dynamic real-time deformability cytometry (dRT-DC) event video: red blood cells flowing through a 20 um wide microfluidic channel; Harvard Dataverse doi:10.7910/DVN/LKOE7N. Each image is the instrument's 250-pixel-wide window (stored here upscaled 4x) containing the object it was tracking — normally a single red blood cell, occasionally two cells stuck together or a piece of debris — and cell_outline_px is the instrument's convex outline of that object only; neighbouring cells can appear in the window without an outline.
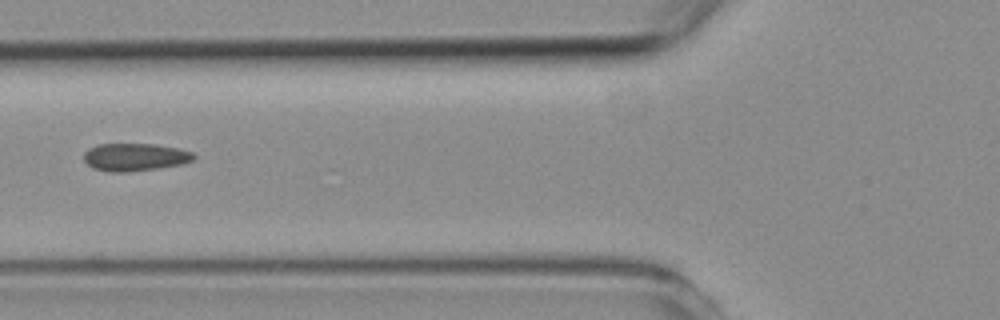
{"species": "common noctule bat (a hibernating species)", "species_latin": "Nyctalus noctula", "temperature_condition": "room temperature", "stored_images_in_passage": 3, "camera_frame_rate_fps": 3000, "um_per_image_px": 0.085, "animal": {"sex": "female", "body_mass_g": 19.3, "forearm_length_mm": 54.1}, "frame": {"image": 1, "passage_image": 2, "time_ms": 1.333, "image_size_px": [1000, 320], "cell_outline_px": [[196, 156], [192, 160], [184, 164], [160, 168], [128, 172], [108, 172], [92, 168], [84, 160], [84, 152], [88, 148], [100, 144], [152, 144], [176, 148], [192, 152]], "centroid_in_image_um": [11.45, 13.36], "position_along_channel_um": 114.3, "area_um2": 17.8}}
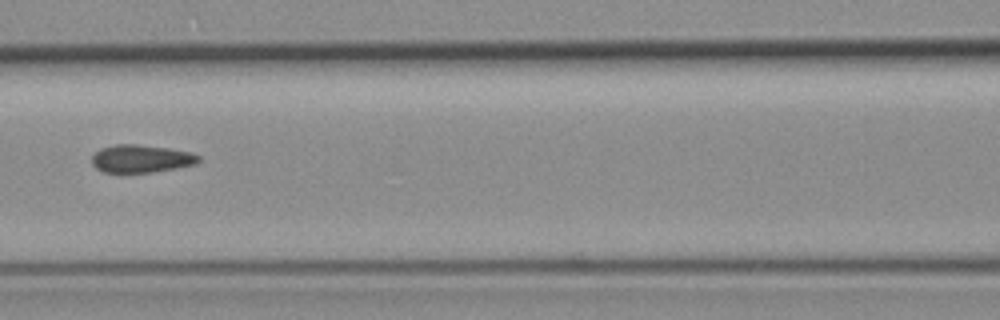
{"frame": {"image": 2, "passage_image": 3, "time_ms": 2.333, "image_size_px": [1000, 320], "cell_outline_px": [[200, 160], [196, 164], [176, 168], [152, 172], [104, 172], [96, 168], [92, 164], [92, 156], [100, 148], [116, 144], [136, 144], [168, 148], [192, 152], [200, 156]], "centroid_in_image_um": [12.01, 13.48], "position_along_channel_um": 154.6, "area_um2": 17.28}}